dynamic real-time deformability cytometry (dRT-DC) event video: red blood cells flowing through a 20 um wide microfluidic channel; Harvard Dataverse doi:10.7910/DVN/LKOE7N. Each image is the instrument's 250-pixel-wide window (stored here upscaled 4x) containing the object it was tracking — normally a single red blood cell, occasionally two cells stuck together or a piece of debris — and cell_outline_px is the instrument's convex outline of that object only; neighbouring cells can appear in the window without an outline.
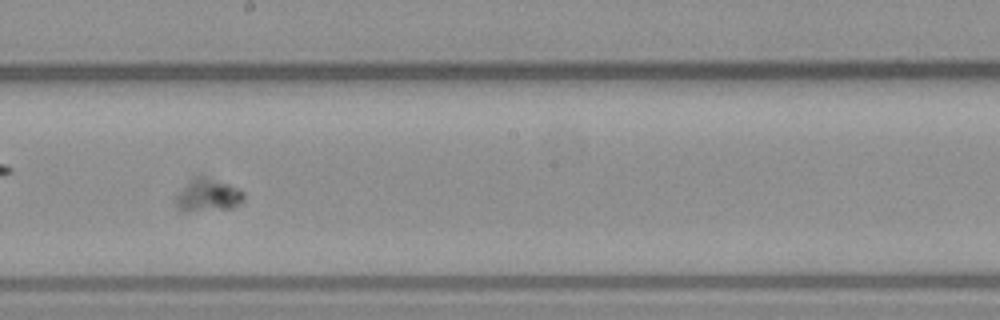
{"species": "common noctule bat (a hibernating species)", "species_latin": "Nyctalus noctula", "temperature_condition": "warm", "stored_images_in_passage": 41, "camera_frame_rate_fps": 3000, "um_per_image_px": 0.085, "animal": {"sex": "male", "body_mass_g": 23.1, "forearm_length_mm": 52.7}, "frame": {"image": 1, "passage_image": 15, "time_ms": 4.667, "image_size_px": [1000, 320], "cell_outline_px": [[244, 200], [240, 204], [232, 208], [188, 212], [184, 212], [176, 204], [176, 196], [196, 176], [204, 176], [240, 188], [244, 192]], "centroid_in_image_um": [17.73, 16.62], "position_along_channel_um": 230.5, "area_um2": 12.77}}
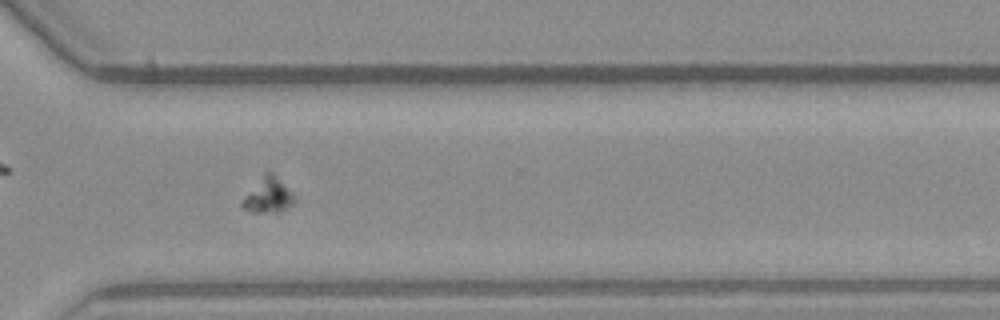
{"frame": {"image": 2, "passage_image": 25, "time_ms": 8.0, "image_size_px": [1000, 320], "cell_outline_px": [[296, 200], [292, 204], [280, 212], [252, 212], [244, 208], [240, 204], [244, 196], [264, 172], [272, 172], [292, 192]], "centroid_in_image_um": [22.78, 16.6], "position_along_channel_um": 347.8, "area_um2": 10.58}}
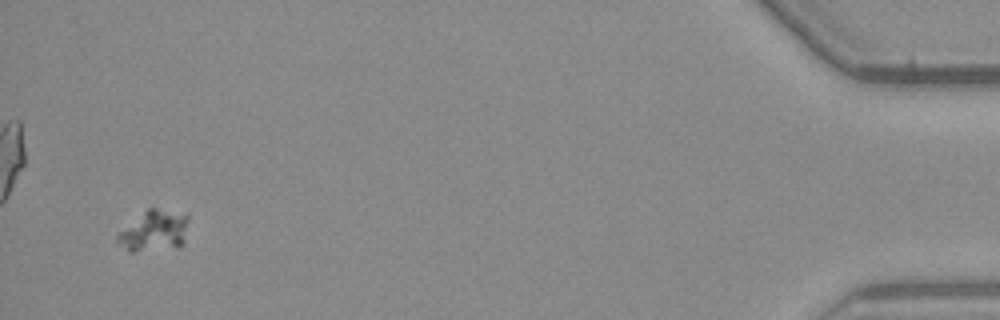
{"frame": {"image": 3, "passage_image": 39, "time_ms": 12.667, "image_size_px": [1000, 320], "cell_outline_px": [[188, 220], [184, 244], [180, 248], [132, 252], [128, 252], [116, 244], [116, 236], [120, 232], [148, 208], [156, 208], [188, 216]], "centroid_in_image_um": [13.09, 19.69], "position_along_channel_um": 422.1, "area_um2": 16.99}}